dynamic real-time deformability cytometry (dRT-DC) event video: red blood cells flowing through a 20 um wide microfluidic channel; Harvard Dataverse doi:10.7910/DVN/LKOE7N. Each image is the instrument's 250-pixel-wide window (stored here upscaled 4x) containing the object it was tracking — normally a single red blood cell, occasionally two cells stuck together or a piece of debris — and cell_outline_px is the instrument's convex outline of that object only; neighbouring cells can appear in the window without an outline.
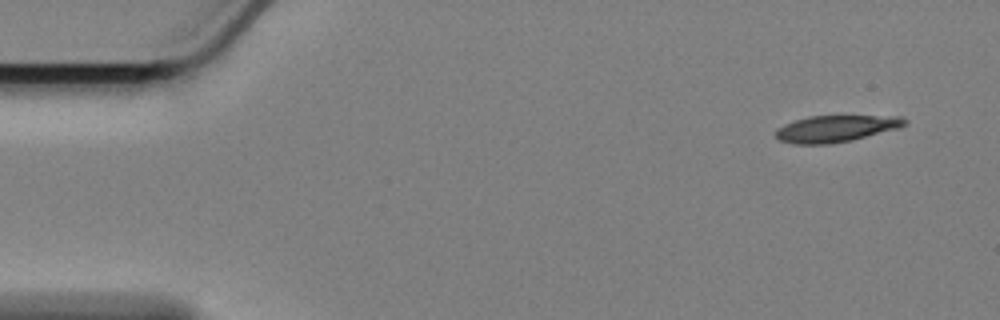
{"species": "Egyptian fruit bat (a non-hibernating species)", "species_latin": "Rousettus aegyptiacus", "temperature_condition": "cold", "stored_images_in_passage": 15, "camera_frame_rate_fps": 3000, "um_per_image_px": 0.085, "animal": {"sex": "female"}, "frame": {"image": 1, "passage_image": 1, "time_ms": 0.0, "image_size_px": [1000, 320], "cell_outline_px": [[908, 124], [900, 128], [852, 140], [832, 144], [792, 144], [780, 140], [776, 136], [776, 128], [784, 124], [808, 116], [904, 116], [908, 120]], "centroid_in_image_um": [71.1, 10.93], "position_along_channel_um": 13.9, "area_um2": 20.23}}
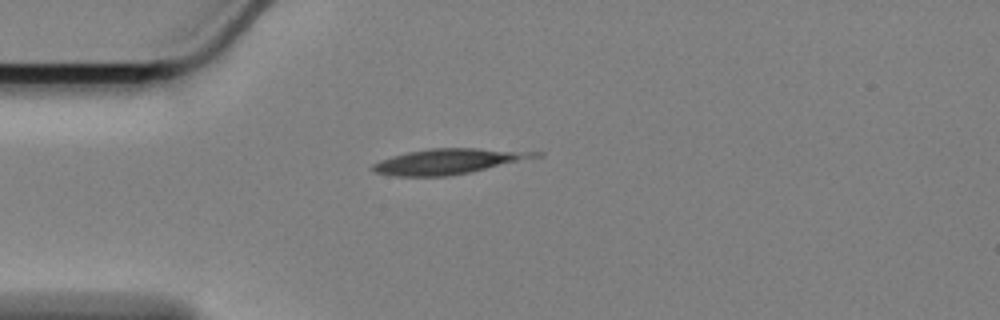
{"frame": {"image": 2, "passage_image": 12, "time_ms": 3.667, "image_size_px": [1000, 320], "cell_outline_px": [[544, 152], [540, 156], [472, 172], [452, 176], [396, 176], [372, 172], [368, 168], [372, 164], [380, 160], [392, 156], [408, 152], [428, 148], [476, 148]], "centroid_in_image_um": [38.06, 13.72], "position_along_channel_um": 46.9, "area_um2": 24.1}}